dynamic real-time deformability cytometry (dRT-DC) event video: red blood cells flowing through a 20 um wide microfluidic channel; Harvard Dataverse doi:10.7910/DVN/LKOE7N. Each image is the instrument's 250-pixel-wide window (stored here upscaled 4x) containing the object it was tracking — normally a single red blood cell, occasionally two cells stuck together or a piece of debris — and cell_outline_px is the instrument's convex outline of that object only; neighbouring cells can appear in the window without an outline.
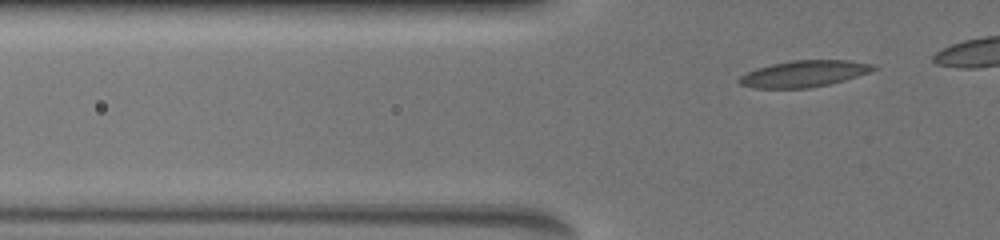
{"species": "common noctule bat (a hibernating species)", "species_latin": "Nyctalus noctula", "temperature_condition": "warm", "stored_images_in_passage": 29, "camera_frame_rate_fps": 3000, "um_per_image_px": 0.085, "animal": {"sex": "female", "body_mass_g": 19.5, "forearm_length_mm": 54.1}, "frame": {"image": 1, "passage_image": 14, "time_ms": 2.0, "image_size_px": [1000, 240], "cell_outline_px": [[876, 68], [868, 72], [844, 80], [828, 84], [808, 88], [752, 88], [740, 84], [736, 80], [740, 76], [756, 68], [772, 64], [796, 60], [848, 60], [868, 64]], "centroid_in_image_um": [68.25, 6.27], "position_along_channel_um": 57.6, "area_um2": 20.29}}
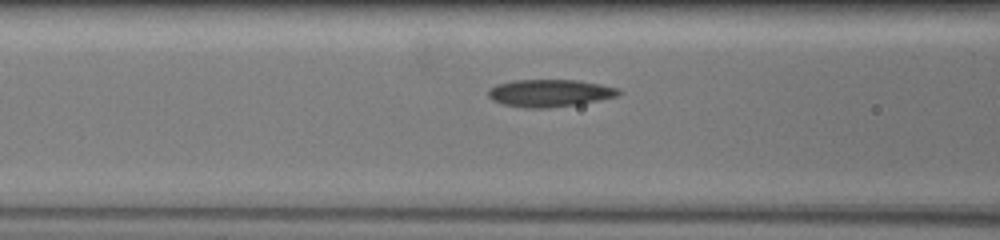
{"frame": {"image": 2, "passage_image": 26, "time_ms": 4.0, "image_size_px": [1000, 240], "cell_outline_px": [[620, 92], [616, 96], [576, 104], [548, 108], [524, 108], [504, 104], [492, 100], [488, 96], [488, 92], [496, 84], [512, 80], [576, 80], [600, 84], [616, 88]], "centroid_in_image_um": [46.66, 7.91], "position_along_channel_um": 119.9, "area_um2": 20.46}}